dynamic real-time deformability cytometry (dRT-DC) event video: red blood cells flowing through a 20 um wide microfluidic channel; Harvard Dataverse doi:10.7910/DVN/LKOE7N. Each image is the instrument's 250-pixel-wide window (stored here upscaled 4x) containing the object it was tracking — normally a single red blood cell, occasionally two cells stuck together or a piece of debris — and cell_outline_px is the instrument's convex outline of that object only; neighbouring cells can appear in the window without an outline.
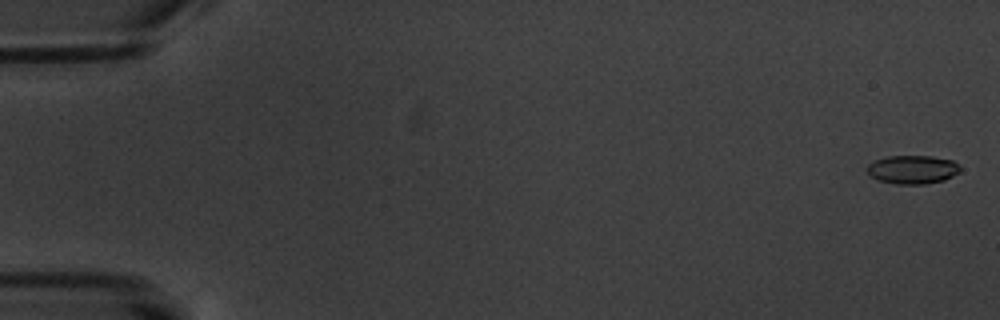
{"species": "common noctule bat (a hibernating species)", "species_latin": "Nyctalus noctula", "temperature_condition": "warm", "stored_images_in_passage": 8, "camera_frame_rate_fps": 3000, "um_per_image_px": 0.085, "animal": {"sex": "male", "body_mass_g": 20.1, "forearm_length_mm": 53.5}, "frame": {"image": 1, "passage_image": 1, "time_ms": 0.0, "image_size_px": [1000, 320], "cell_outline_px": [[960, 172], [944, 180], [924, 184], [896, 184], [876, 180], [864, 168], [868, 164], [876, 160], [888, 156], [932, 156], [952, 160], [960, 168]], "centroid_in_image_um": [77.54, 14.41], "position_along_channel_um": 7.5, "area_um2": 15.49}}
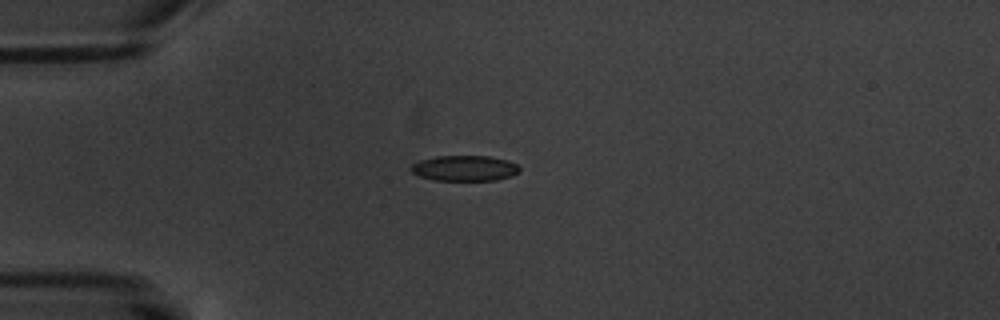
{"frame": {"image": 2, "passage_image": 5, "time_ms": 5.0, "image_size_px": [1000, 320], "cell_outline_px": [[520, 172], [512, 176], [496, 180], [436, 180], [420, 176], [412, 172], [408, 168], [412, 164], [420, 160], [436, 156], [488, 156], [508, 160], [516, 164], [520, 168]], "centroid_in_image_um": [39.5, 14.29], "position_along_channel_um": 45.5, "area_um2": 16.18}}